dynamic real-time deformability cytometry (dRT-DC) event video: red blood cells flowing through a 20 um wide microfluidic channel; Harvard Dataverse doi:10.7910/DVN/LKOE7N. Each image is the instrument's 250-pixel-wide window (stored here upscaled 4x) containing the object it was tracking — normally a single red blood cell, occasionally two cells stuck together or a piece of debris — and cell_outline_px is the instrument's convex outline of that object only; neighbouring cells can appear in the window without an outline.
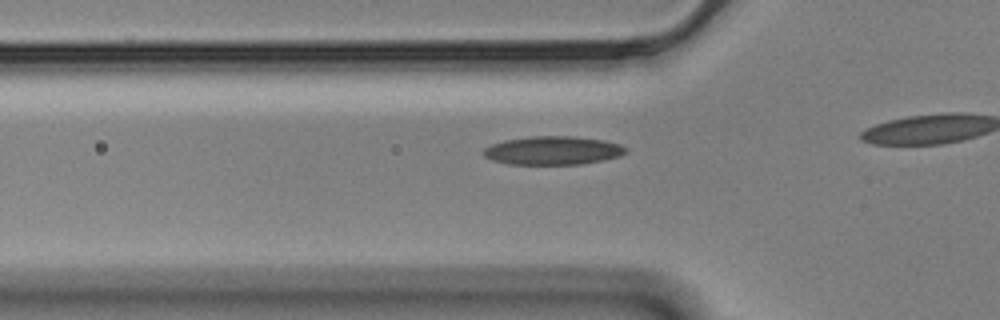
{"species": "Egyptian fruit bat (a non-hibernating species)", "species_latin": "Rousettus aegyptiacus", "temperature_condition": "cold", "stored_images_in_passage": 41, "camera_frame_rate_fps": 3000, "um_per_image_px": 0.085, "animal": {"sex": "male"}, "frame": {"image": 1, "passage_image": 14, "time_ms": 4.333, "image_size_px": [1000, 320], "cell_outline_px": [[628, 152], [620, 156], [580, 164], [508, 164], [492, 160], [484, 156], [484, 148], [492, 144], [504, 140], [532, 136], [572, 136], [604, 140], [620, 144], [628, 148]], "centroid_in_image_um": [47.01, 12.78], "position_along_channel_um": 78.8, "area_um2": 23.58}}
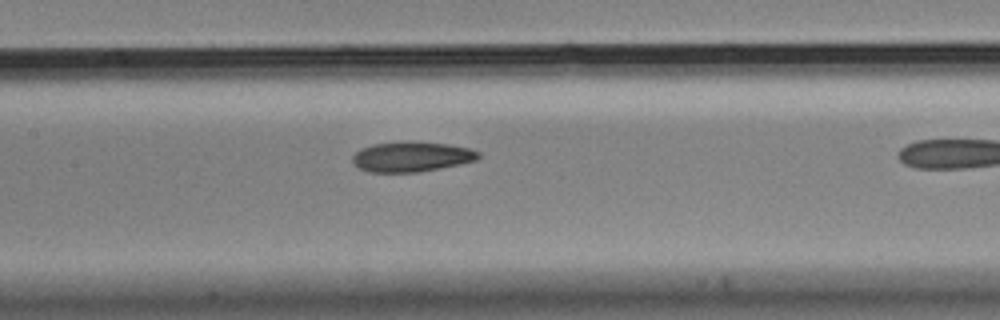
{"frame": {"image": 2, "passage_image": 22, "time_ms": 7.0, "image_size_px": [1000, 320], "cell_outline_px": [[480, 156], [476, 160], [460, 164], [440, 168], [416, 172], [368, 172], [360, 168], [352, 160], [352, 156], [360, 148], [372, 144], [448, 144], [468, 148], [480, 152]], "centroid_in_image_um": [34.98, 13.36], "position_along_channel_um": 172.4, "area_um2": 21.1}}
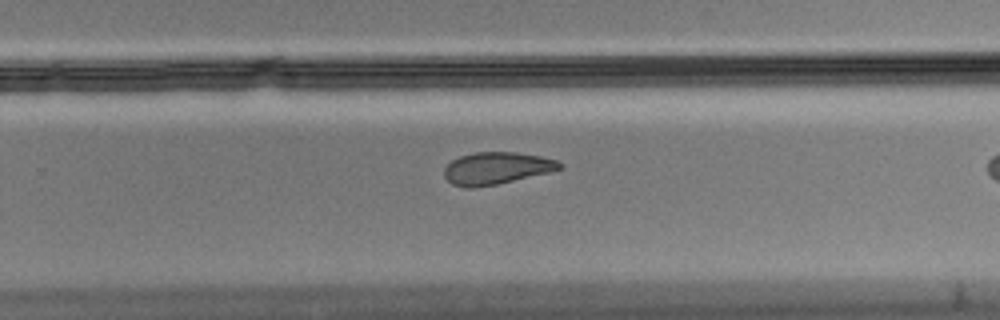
{"frame": {"image": 3, "passage_image": 32, "time_ms": 10.333, "image_size_px": [1000, 320], "cell_outline_px": [[560, 168], [548, 172], [496, 184], [472, 188], [468, 188], [452, 184], [444, 176], [444, 168], [452, 160], [460, 156], [476, 152], [516, 152], [540, 156], [556, 160], [560, 164]], "centroid_in_image_um": [42.14, 14.29], "position_along_channel_um": 287.7, "area_um2": 21.21}}